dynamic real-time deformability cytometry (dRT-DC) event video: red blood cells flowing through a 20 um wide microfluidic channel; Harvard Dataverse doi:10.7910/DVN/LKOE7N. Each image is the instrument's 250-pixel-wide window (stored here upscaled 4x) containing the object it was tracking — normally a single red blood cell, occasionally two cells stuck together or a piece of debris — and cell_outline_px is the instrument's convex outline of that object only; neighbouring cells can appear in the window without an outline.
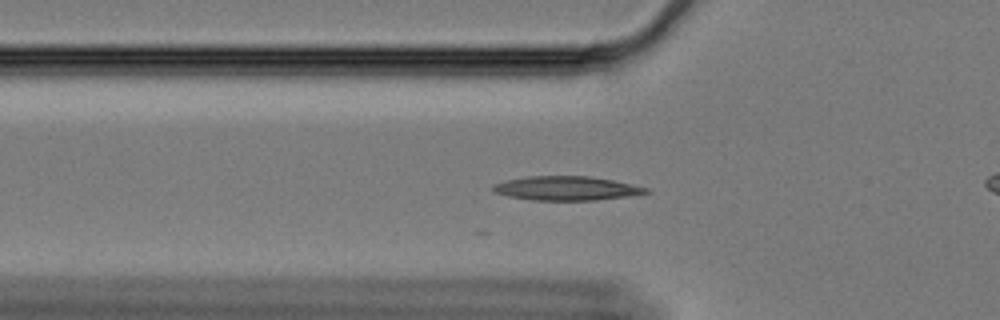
{"species": "Egyptian fruit bat (a non-hibernating species)", "species_latin": "Rousettus aegyptiacus", "temperature_condition": "cold", "stored_images_in_passage": 22, "camera_frame_rate_fps": 3000, "um_per_image_px": 0.085, "animal": {"sex": "female"}, "frame": {"image": 1, "passage_image": 5, "time_ms": 1.333, "image_size_px": [1000, 320], "cell_outline_px": [[652, 192], [628, 196], [596, 200], [532, 200], [508, 196], [492, 192], [492, 184], [504, 180], [524, 176], [592, 176], [632, 184], [648, 188]], "centroid_in_image_um": [48.11, 16.0], "position_along_channel_um": 77.7, "area_um2": 21.68}}
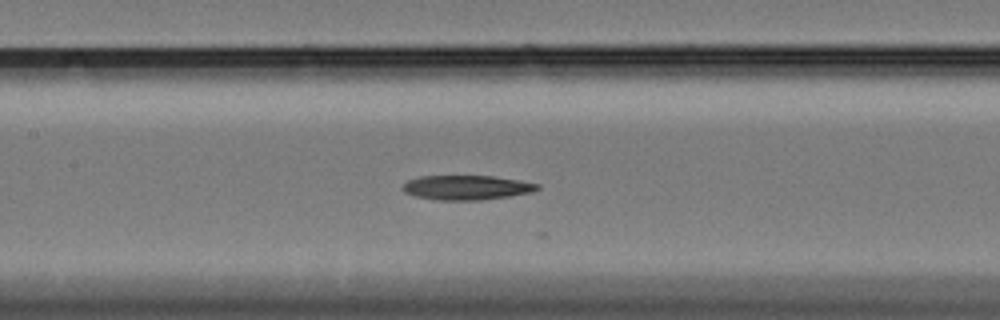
{"frame": {"image": 2, "passage_image": 13, "time_ms": 4.0, "image_size_px": [1000, 320], "cell_outline_px": [[540, 188], [532, 192], [508, 196], [480, 200], [436, 200], [416, 196], [404, 192], [404, 184], [408, 180], [420, 176], [492, 176], [540, 184]], "centroid_in_image_um": [39.66, 15.94], "position_along_channel_um": 167.7, "area_um2": 19.02}}
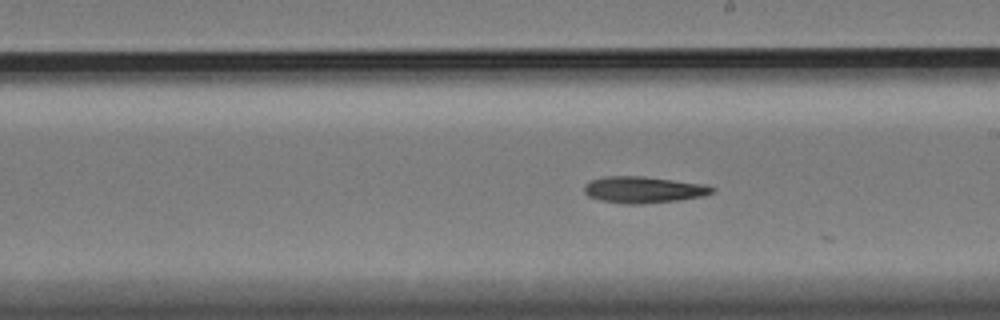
{"frame": {"image": 3, "passage_image": 19, "time_ms": 6.0, "image_size_px": [1000, 320], "cell_outline_px": [[716, 188], [712, 192], [704, 196], [680, 200], [640, 204], [624, 204], [600, 200], [588, 196], [584, 192], [584, 184], [592, 180], [608, 176], [644, 176], [704, 184]], "centroid_in_image_um": [54.69, 16.13], "position_along_channel_um": 234.3, "area_um2": 19.77}}